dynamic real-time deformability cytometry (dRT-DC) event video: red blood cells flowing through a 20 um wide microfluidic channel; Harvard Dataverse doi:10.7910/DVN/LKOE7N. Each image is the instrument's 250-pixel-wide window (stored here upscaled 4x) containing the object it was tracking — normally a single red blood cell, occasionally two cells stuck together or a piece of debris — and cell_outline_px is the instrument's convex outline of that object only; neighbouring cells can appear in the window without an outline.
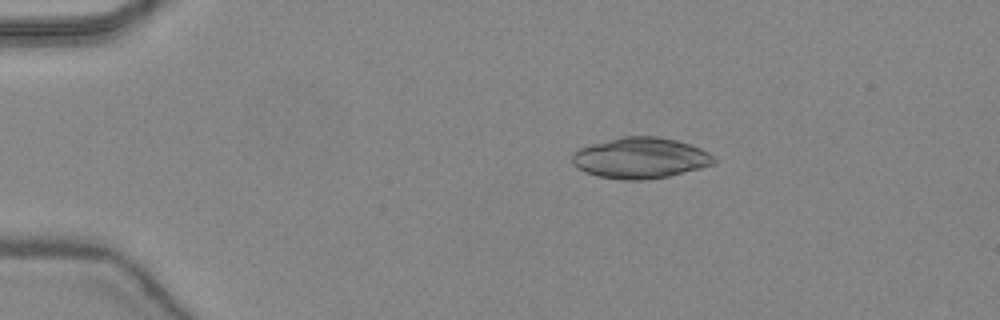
{"species": "common noctule bat (a hibernating species)", "species_latin": "Nyctalus noctula", "temperature_condition": "warm", "stored_images_in_passage": 11, "camera_frame_rate_fps": 3000, "um_per_image_px": 0.085, "animal": {"sex": "female", "body_mass_g": 24.6, "forearm_length_mm": 56.2}, "frame": {"image": 1, "passage_image": 4, "time_ms": 1.0, "image_size_px": [1000, 320], "cell_outline_px": [[716, 164], [668, 176], [640, 180], [624, 180], [596, 176], [584, 172], [576, 168], [572, 164], [572, 152], [580, 148], [592, 144], [620, 136], [656, 136], [676, 140], [700, 148], [708, 152], [716, 160]], "centroid_in_image_um": [54.39, 13.43], "position_along_channel_um": 30.6, "area_um2": 33.87}}